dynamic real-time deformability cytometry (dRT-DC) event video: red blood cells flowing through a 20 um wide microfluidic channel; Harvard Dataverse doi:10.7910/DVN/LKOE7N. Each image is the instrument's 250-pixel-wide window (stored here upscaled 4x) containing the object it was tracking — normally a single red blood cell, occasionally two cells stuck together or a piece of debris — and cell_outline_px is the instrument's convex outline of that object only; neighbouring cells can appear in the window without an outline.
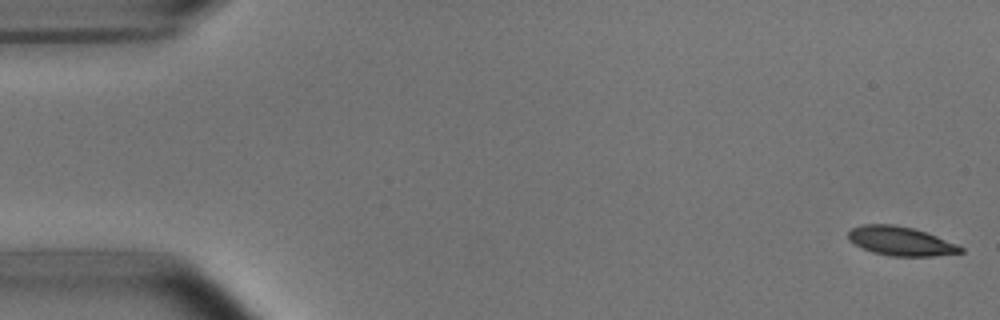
{"species": "common noctule bat (a hibernating species)", "species_latin": "Nyctalus noctula", "temperature_condition": "room temperature", "stored_images_in_passage": 4, "camera_frame_rate_fps": 3000, "um_per_image_px": 0.085, "animal": {"sex": "male", "body_mass_g": 15.6}, "frame": {"image": 1, "passage_image": 1, "time_ms": 0.0, "image_size_px": [1000, 320], "cell_outline_px": [[964, 252], [936, 256], [888, 256], [872, 252], [848, 240], [848, 232], [852, 228], [864, 224], [892, 224], [912, 228], [936, 236], [956, 244], [964, 248]], "centroid_in_image_um": [76.55, 20.5], "position_along_channel_um": 8.4, "area_um2": 18.84}}
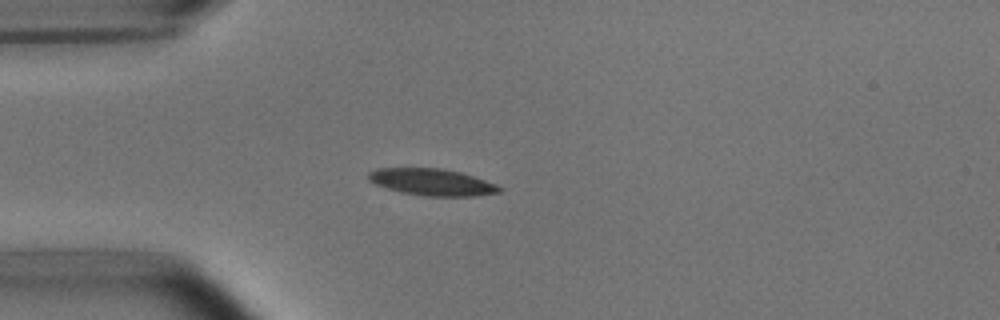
{"frame": {"image": 2, "passage_image": 4, "time_ms": 4.333, "image_size_px": [1000, 320], "cell_outline_px": [[504, 188], [500, 192], [476, 196], [424, 196], [400, 192], [376, 184], [368, 180], [368, 172], [376, 168], [440, 168], [460, 172], [496, 184]], "centroid_in_image_um": [36.72, 15.48], "position_along_channel_um": 48.3, "area_um2": 20.4}}